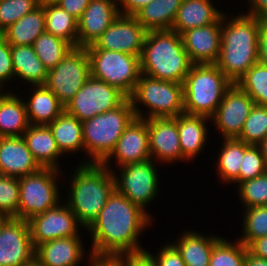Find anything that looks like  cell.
<instances>
[{
	"instance_id": "6da1fadb",
	"label": "cell",
	"mask_w": 267,
	"mask_h": 266,
	"mask_svg": "<svg viewBox=\"0 0 267 266\" xmlns=\"http://www.w3.org/2000/svg\"><path fill=\"white\" fill-rule=\"evenodd\" d=\"M152 219L116 188L97 219L87 229L91 235L90 253L95 258H117L145 252L139 236L150 227Z\"/></svg>"
},
{
	"instance_id": "7a4b0ae2",
	"label": "cell",
	"mask_w": 267,
	"mask_h": 266,
	"mask_svg": "<svg viewBox=\"0 0 267 266\" xmlns=\"http://www.w3.org/2000/svg\"><path fill=\"white\" fill-rule=\"evenodd\" d=\"M231 15L223 14L221 48L215 65L236 84L258 62V18L244 12Z\"/></svg>"
},
{
	"instance_id": "3957f363",
	"label": "cell",
	"mask_w": 267,
	"mask_h": 266,
	"mask_svg": "<svg viewBox=\"0 0 267 266\" xmlns=\"http://www.w3.org/2000/svg\"><path fill=\"white\" fill-rule=\"evenodd\" d=\"M69 178L68 197L64 202L87 230L97 219L115 189L113 172L102 164L78 163Z\"/></svg>"
},
{
	"instance_id": "277c9868",
	"label": "cell",
	"mask_w": 267,
	"mask_h": 266,
	"mask_svg": "<svg viewBox=\"0 0 267 266\" xmlns=\"http://www.w3.org/2000/svg\"><path fill=\"white\" fill-rule=\"evenodd\" d=\"M192 65L181 35L172 30L147 31L140 56L142 74L183 84Z\"/></svg>"
},
{
	"instance_id": "5b68a950",
	"label": "cell",
	"mask_w": 267,
	"mask_h": 266,
	"mask_svg": "<svg viewBox=\"0 0 267 266\" xmlns=\"http://www.w3.org/2000/svg\"><path fill=\"white\" fill-rule=\"evenodd\" d=\"M134 118L132 103L127 98L117 108L82 121L84 154L88 160L81 164H101Z\"/></svg>"
},
{
	"instance_id": "8992f818",
	"label": "cell",
	"mask_w": 267,
	"mask_h": 266,
	"mask_svg": "<svg viewBox=\"0 0 267 266\" xmlns=\"http://www.w3.org/2000/svg\"><path fill=\"white\" fill-rule=\"evenodd\" d=\"M232 84L215 64H193L183 83L184 113L211 118Z\"/></svg>"
},
{
	"instance_id": "52a82bcc",
	"label": "cell",
	"mask_w": 267,
	"mask_h": 266,
	"mask_svg": "<svg viewBox=\"0 0 267 266\" xmlns=\"http://www.w3.org/2000/svg\"><path fill=\"white\" fill-rule=\"evenodd\" d=\"M128 98L137 118H175L184 113L182 83L155 79L141 73L133 93ZM140 105H144L148 110L143 112L144 109H140Z\"/></svg>"
},
{
	"instance_id": "ba28073f",
	"label": "cell",
	"mask_w": 267,
	"mask_h": 266,
	"mask_svg": "<svg viewBox=\"0 0 267 266\" xmlns=\"http://www.w3.org/2000/svg\"><path fill=\"white\" fill-rule=\"evenodd\" d=\"M62 171L40 168L38 171L18 178V218L28 221L61 203L58 179ZM58 183V184H57Z\"/></svg>"
},
{
	"instance_id": "9c48e42d",
	"label": "cell",
	"mask_w": 267,
	"mask_h": 266,
	"mask_svg": "<svg viewBox=\"0 0 267 266\" xmlns=\"http://www.w3.org/2000/svg\"><path fill=\"white\" fill-rule=\"evenodd\" d=\"M91 76L115 86L129 97L141 75L140 56L104 49H86Z\"/></svg>"
},
{
	"instance_id": "30bf717a",
	"label": "cell",
	"mask_w": 267,
	"mask_h": 266,
	"mask_svg": "<svg viewBox=\"0 0 267 266\" xmlns=\"http://www.w3.org/2000/svg\"><path fill=\"white\" fill-rule=\"evenodd\" d=\"M90 77L86 48L73 47L56 67L48 70L44 86L51 90L65 107Z\"/></svg>"
},
{
	"instance_id": "8fae6325",
	"label": "cell",
	"mask_w": 267,
	"mask_h": 266,
	"mask_svg": "<svg viewBox=\"0 0 267 266\" xmlns=\"http://www.w3.org/2000/svg\"><path fill=\"white\" fill-rule=\"evenodd\" d=\"M156 162L149 159L144 162L130 163L124 165L119 173L113 171L115 179V188L122 193L132 203L145 211L152 219L146 209L159 194V173L156 168Z\"/></svg>"
},
{
	"instance_id": "7c38bea8",
	"label": "cell",
	"mask_w": 267,
	"mask_h": 266,
	"mask_svg": "<svg viewBox=\"0 0 267 266\" xmlns=\"http://www.w3.org/2000/svg\"><path fill=\"white\" fill-rule=\"evenodd\" d=\"M127 98L115 86L91 76L64 107V111L82 122L117 108Z\"/></svg>"
},
{
	"instance_id": "4fadbf2b",
	"label": "cell",
	"mask_w": 267,
	"mask_h": 266,
	"mask_svg": "<svg viewBox=\"0 0 267 266\" xmlns=\"http://www.w3.org/2000/svg\"><path fill=\"white\" fill-rule=\"evenodd\" d=\"M35 263V247L28 221L0 216V266H30Z\"/></svg>"
},
{
	"instance_id": "5bb4252c",
	"label": "cell",
	"mask_w": 267,
	"mask_h": 266,
	"mask_svg": "<svg viewBox=\"0 0 267 266\" xmlns=\"http://www.w3.org/2000/svg\"><path fill=\"white\" fill-rule=\"evenodd\" d=\"M28 224L34 247L59 238L82 236V226L65 202L32 217Z\"/></svg>"
},
{
	"instance_id": "9a60e30c",
	"label": "cell",
	"mask_w": 267,
	"mask_h": 266,
	"mask_svg": "<svg viewBox=\"0 0 267 266\" xmlns=\"http://www.w3.org/2000/svg\"><path fill=\"white\" fill-rule=\"evenodd\" d=\"M255 102L237 84L233 83L224 93L223 100L211 117V124L223 139L237 138Z\"/></svg>"
},
{
	"instance_id": "2e32d148",
	"label": "cell",
	"mask_w": 267,
	"mask_h": 266,
	"mask_svg": "<svg viewBox=\"0 0 267 266\" xmlns=\"http://www.w3.org/2000/svg\"><path fill=\"white\" fill-rule=\"evenodd\" d=\"M147 30L135 16L120 14L109 28L86 49H104L141 56Z\"/></svg>"
},
{
	"instance_id": "e0dca14e",
	"label": "cell",
	"mask_w": 267,
	"mask_h": 266,
	"mask_svg": "<svg viewBox=\"0 0 267 266\" xmlns=\"http://www.w3.org/2000/svg\"><path fill=\"white\" fill-rule=\"evenodd\" d=\"M113 159L117 162H115L116 169L130 163H139L151 159L146 119L135 117L123 131L114 150L101 163L112 172L114 168L113 163L110 165V161H113Z\"/></svg>"
},
{
	"instance_id": "ac0fdd59",
	"label": "cell",
	"mask_w": 267,
	"mask_h": 266,
	"mask_svg": "<svg viewBox=\"0 0 267 266\" xmlns=\"http://www.w3.org/2000/svg\"><path fill=\"white\" fill-rule=\"evenodd\" d=\"M151 159L158 163L186 161L181 152L177 121L174 118L146 119Z\"/></svg>"
},
{
	"instance_id": "d6986e66",
	"label": "cell",
	"mask_w": 267,
	"mask_h": 266,
	"mask_svg": "<svg viewBox=\"0 0 267 266\" xmlns=\"http://www.w3.org/2000/svg\"><path fill=\"white\" fill-rule=\"evenodd\" d=\"M119 15L117 0H91L77 21V47L93 45Z\"/></svg>"
},
{
	"instance_id": "ffe728a7",
	"label": "cell",
	"mask_w": 267,
	"mask_h": 266,
	"mask_svg": "<svg viewBox=\"0 0 267 266\" xmlns=\"http://www.w3.org/2000/svg\"><path fill=\"white\" fill-rule=\"evenodd\" d=\"M184 49L193 64H215L221 48V23L196 27L181 34Z\"/></svg>"
},
{
	"instance_id": "44dd1931",
	"label": "cell",
	"mask_w": 267,
	"mask_h": 266,
	"mask_svg": "<svg viewBox=\"0 0 267 266\" xmlns=\"http://www.w3.org/2000/svg\"><path fill=\"white\" fill-rule=\"evenodd\" d=\"M83 237L71 236L45 242L35 247L37 266H80L85 259Z\"/></svg>"
},
{
	"instance_id": "7402d4cb",
	"label": "cell",
	"mask_w": 267,
	"mask_h": 266,
	"mask_svg": "<svg viewBox=\"0 0 267 266\" xmlns=\"http://www.w3.org/2000/svg\"><path fill=\"white\" fill-rule=\"evenodd\" d=\"M40 168L22 136L0 137V174L21 178Z\"/></svg>"
},
{
	"instance_id": "603a6c76",
	"label": "cell",
	"mask_w": 267,
	"mask_h": 266,
	"mask_svg": "<svg viewBox=\"0 0 267 266\" xmlns=\"http://www.w3.org/2000/svg\"><path fill=\"white\" fill-rule=\"evenodd\" d=\"M174 119L177 121L182 156L190 163L206 147L209 132L207 123L211 118L183 113Z\"/></svg>"
},
{
	"instance_id": "cb8c5ba5",
	"label": "cell",
	"mask_w": 267,
	"mask_h": 266,
	"mask_svg": "<svg viewBox=\"0 0 267 266\" xmlns=\"http://www.w3.org/2000/svg\"><path fill=\"white\" fill-rule=\"evenodd\" d=\"M213 0H182L172 31L181 35L183 32L203 27L212 23H222L224 12L217 9Z\"/></svg>"
},
{
	"instance_id": "d4e9b609",
	"label": "cell",
	"mask_w": 267,
	"mask_h": 266,
	"mask_svg": "<svg viewBox=\"0 0 267 266\" xmlns=\"http://www.w3.org/2000/svg\"><path fill=\"white\" fill-rule=\"evenodd\" d=\"M35 161L41 168L61 171L58 159L63 156L48 125H30L22 135Z\"/></svg>"
},
{
	"instance_id": "484cf974",
	"label": "cell",
	"mask_w": 267,
	"mask_h": 266,
	"mask_svg": "<svg viewBox=\"0 0 267 266\" xmlns=\"http://www.w3.org/2000/svg\"><path fill=\"white\" fill-rule=\"evenodd\" d=\"M20 94L0 91V137H20L30 126Z\"/></svg>"
},
{
	"instance_id": "4316f807",
	"label": "cell",
	"mask_w": 267,
	"mask_h": 266,
	"mask_svg": "<svg viewBox=\"0 0 267 266\" xmlns=\"http://www.w3.org/2000/svg\"><path fill=\"white\" fill-rule=\"evenodd\" d=\"M221 237L211 236L187 230L180 234L176 242L171 243L177 248L186 266H209L210 256L215 243Z\"/></svg>"
},
{
	"instance_id": "83f0119b",
	"label": "cell",
	"mask_w": 267,
	"mask_h": 266,
	"mask_svg": "<svg viewBox=\"0 0 267 266\" xmlns=\"http://www.w3.org/2000/svg\"><path fill=\"white\" fill-rule=\"evenodd\" d=\"M30 98L24 100L30 125H48L63 111L64 106L45 86H32Z\"/></svg>"
},
{
	"instance_id": "f1b7e54d",
	"label": "cell",
	"mask_w": 267,
	"mask_h": 266,
	"mask_svg": "<svg viewBox=\"0 0 267 266\" xmlns=\"http://www.w3.org/2000/svg\"><path fill=\"white\" fill-rule=\"evenodd\" d=\"M15 79L30 86H44L48 69L37 57L33 45H11Z\"/></svg>"
},
{
	"instance_id": "f546056e",
	"label": "cell",
	"mask_w": 267,
	"mask_h": 266,
	"mask_svg": "<svg viewBox=\"0 0 267 266\" xmlns=\"http://www.w3.org/2000/svg\"><path fill=\"white\" fill-rule=\"evenodd\" d=\"M56 140L59 151L65 154L84 153L82 122L63 111L52 123L48 124Z\"/></svg>"
},
{
	"instance_id": "4dcf8cb0",
	"label": "cell",
	"mask_w": 267,
	"mask_h": 266,
	"mask_svg": "<svg viewBox=\"0 0 267 266\" xmlns=\"http://www.w3.org/2000/svg\"><path fill=\"white\" fill-rule=\"evenodd\" d=\"M45 32L44 6L39 5L32 12L20 18L0 35L10 45H33L34 41Z\"/></svg>"
},
{
	"instance_id": "1f68e13d",
	"label": "cell",
	"mask_w": 267,
	"mask_h": 266,
	"mask_svg": "<svg viewBox=\"0 0 267 266\" xmlns=\"http://www.w3.org/2000/svg\"><path fill=\"white\" fill-rule=\"evenodd\" d=\"M182 0H153L136 15L147 31L171 30Z\"/></svg>"
},
{
	"instance_id": "d6a6232c",
	"label": "cell",
	"mask_w": 267,
	"mask_h": 266,
	"mask_svg": "<svg viewBox=\"0 0 267 266\" xmlns=\"http://www.w3.org/2000/svg\"><path fill=\"white\" fill-rule=\"evenodd\" d=\"M220 152L216 159V172L220 177V182L233 184L239 177L240 165L246 151V143L236 138L223 139Z\"/></svg>"
},
{
	"instance_id": "836d02e7",
	"label": "cell",
	"mask_w": 267,
	"mask_h": 266,
	"mask_svg": "<svg viewBox=\"0 0 267 266\" xmlns=\"http://www.w3.org/2000/svg\"><path fill=\"white\" fill-rule=\"evenodd\" d=\"M45 32L53 34L77 47L78 20L58 4L45 5Z\"/></svg>"
},
{
	"instance_id": "e575fe53",
	"label": "cell",
	"mask_w": 267,
	"mask_h": 266,
	"mask_svg": "<svg viewBox=\"0 0 267 266\" xmlns=\"http://www.w3.org/2000/svg\"><path fill=\"white\" fill-rule=\"evenodd\" d=\"M37 57L50 70L67 55L73 46L62 38L44 32L33 44Z\"/></svg>"
},
{
	"instance_id": "d590c367",
	"label": "cell",
	"mask_w": 267,
	"mask_h": 266,
	"mask_svg": "<svg viewBox=\"0 0 267 266\" xmlns=\"http://www.w3.org/2000/svg\"><path fill=\"white\" fill-rule=\"evenodd\" d=\"M247 250L238 239L230 242L221 236L212 249L209 266H245Z\"/></svg>"
},
{
	"instance_id": "8d00e7d4",
	"label": "cell",
	"mask_w": 267,
	"mask_h": 266,
	"mask_svg": "<svg viewBox=\"0 0 267 266\" xmlns=\"http://www.w3.org/2000/svg\"><path fill=\"white\" fill-rule=\"evenodd\" d=\"M255 102L267 107V66L254 64L236 83Z\"/></svg>"
},
{
	"instance_id": "74e56055",
	"label": "cell",
	"mask_w": 267,
	"mask_h": 266,
	"mask_svg": "<svg viewBox=\"0 0 267 266\" xmlns=\"http://www.w3.org/2000/svg\"><path fill=\"white\" fill-rule=\"evenodd\" d=\"M243 209L242 235L238 240L248 247L254 240L267 236V206Z\"/></svg>"
},
{
	"instance_id": "f35d334b",
	"label": "cell",
	"mask_w": 267,
	"mask_h": 266,
	"mask_svg": "<svg viewBox=\"0 0 267 266\" xmlns=\"http://www.w3.org/2000/svg\"><path fill=\"white\" fill-rule=\"evenodd\" d=\"M267 137V107L254 104L240 135L236 138L248 145H258Z\"/></svg>"
},
{
	"instance_id": "ab89813d",
	"label": "cell",
	"mask_w": 267,
	"mask_h": 266,
	"mask_svg": "<svg viewBox=\"0 0 267 266\" xmlns=\"http://www.w3.org/2000/svg\"><path fill=\"white\" fill-rule=\"evenodd\" d=\"M237 194L244 207L267 206V172L237 185Z\"/></svg>"
},
{
	"instance_id": "60d3db41",
	"label": "cell",
	"mask_w": 267,
	"mask_h": 266,
	"mask_svg": "<svg viewBox=\"0 0 267 266\" xmlns=\"http://www.w3.org/2000/svg\"><path fill=\"white\" fill-rule=\"evenodd\" d=\"M38 6V0H0V34Z\"/></svg>"
},
{
	"instance_id": "b9f144b4",
	"label": "cell",
	"mask_w": 267,
	"mask_h": 266,
	"mask_svg": "<svg viewBox=\"0 0 267 266\" xmlns=\"http://www.w3.org/2000/svg\"><path fill=\"white\" fill-rule=\"evenodd\" d=\"M18 205V178L0 174V216L4 218H18Z\"/></svg>"
},
{
	"instance_id": "7bdbcfd3",
	"label": "cell",
	"mask_w": 267,
	"mask_h": 266,
	"mask_svg": "<svg viewBox=\"0 0 267 266\" xmlns=\"http://www.w3.org/2000/svg\"><path fill=\"white\" fill-rule=\"evenodd\" d=\"M266 172L267 169L259 146L246 144L239 177L233 183L237 186L240 182L251 180Z\"/></svg>"
},
{
	"instance_id": "ee69618b",
	"label": "cell",
	"mask_w": 267,
	"mask_h": 266,
	"mask_svg": "<svg viewBox=\"0 0 267 266\" xmlns=\"http://www.w3.org/2000/svg\"><path fill=\"white\" fill-rule=\"evenodd\" d=\"M14 80L11 45L0 35V91H5L6 83Z\"/></svg>"
},
{
	"instance_id": "f6af8a7d",
	"label": "cell",
	"mask_w": 267,
	"mask_h": 266,
	"mask_svg": "<svg viewBox=\"0 0 267 266\" xmlns=\"http://www.w3.org/2000/svg\"><path fill=\"white\" fill-rule=\"evenodd\" d=\"M166 243L162 247L160 246V251L158 250L156 255L148 250L145 252L152 258L156 266H186L179 251L171 241Z\"/></svg>"
},
{
	"instance_id": "bcb514c9",
	"label": "cell",
	"mask_w": 267,
	"mask_h": 266,
	"mask_svg": "<svg viewBox=\"0 0 267 266\" xmlns=\"http://www.w3.org/2000/svg\"><path fill=\"white\" fill-rule=\"evenodd\" d=\"M258 63L267 66V17L258 18Z\"/></svg>"
},
{
	"instance_id": "7dc6e473",
	"label": "cell",
	"mask_w": 267,
	"mask_h": 266,
	"mask_svg": "<svg viewBox=\"0 0 267 266\" xmlns=\"http://www.w3.org/2000/svg\"><path fill=\"white\" fill-rule=\"evenodd\" d=\"M122 266H156L152 258L146 253L123 255L116 258Z\"/></svg>"
},
{
	"instance_id": "c3c4849f",
	"label": "cell",
	"mask_w": 267,
	"mask_h": 266,
	"mask_svg": "<svg viewBox=\"0 0 267 266\" xmlns=\"http://www.w3.org/2000/svg\"><path fill=\"white\" fill-rule=\"evenodd\" d=\"M151 1L153 0H117L119 13L122 15L135 16Z\"/></svg>"
},
{
	"instance_id": "681fc988",
	"label": "cell",
	"mask_w": 267,
	"mask_h": 266,
	"mask_svg": "<svg viewBox=\"0 0 267 266\" xmlns=\"http://www.w3.org/2000/svg\"><path fill=\"white\" fill-rule=\"evenodd\" d=\"M90 1L91 0H60L58 5L78 20Z\"/></svg>"
},
{
	"instance_id": "f907efd6",
	"label": "cell",
	"mask_w": 267,
	"mask_h": 266,
	"mask_svg": "<svg viewBox=\"0 0 267 266\" xmlns=\"http://www.w3.org/2000/svg\"><path fill=\"white\" fill-rule=\"evenodd\" d=\"M248 9L244 14L260 18L267 17V0H247Z\"/></svg>"
},
{
	"instance_id": "816d5d0a",
	"label": "cell",
	"mask_w": 267,
	"mask_h": 266,
	"mask_svg": "<svg viewBox=\"0 0 267 266\" xmlns=\"http://www.w3.org/2000/svg\"><path fill=\"white\" fill-rule=\"evenodd\" d=\"M248 250L257 257L267 259V236L254 240Z\"/></svg>"
},
{
	"instance_id": "f5cc1de1",
	"label": "cell",
	"mask_w": 267,
	"mask_h": 266,
	"mask_svg": "<svg viewBox=\"0 0 267 266\" xmlns=\"http://www.w3.org/2000/svg\"><path fill=\"white\" fill-rule=\"evenodd\" d=\"M87 257L86 259H89L88 266H122L116 258H95L90 252Z\"/></svg>"
},
{
	"instance_id": "db71d44e",
	"label": "cell",
	"mask_w": 267,
	"mask_h": 266,
	"mask_svg": "<svg viewBox=\"0 0 267 266\" xmlns=\"http://www.w3.org/2000/svg\"><path fill=\"white\" fill-rule=\"evenodd\" d=\"M245 266H267V259L257 257L247 250Z\"/></svg>"
},
{
	"instance_id": "11a10c76",
	"label": "cell",
	"mask_w": 267,
	"mask_h": 266,
	"mask_svg": "<svg viewBox=\"0 0 267 266\" xmlns=\"http://www.w3.org/2000/svg\"><path fill=\"white\" fill-rule=\"evenodd\" d=\"M267 169V137L258 144Z\"/></svg>"
},
{
	"instance_id": "9f6ffc18",
	"label": "cell",
	"mask_w": 267,
	"mask_h": 266,
	"mask_svg": "<svg viewBox=\"0 0 267 266\" xmlns=\"http://www.w3.org/2000/svg\"><path fill=\"white\" fill-rule=\"evenodd\" d=\"M39 5H56L60 2V0H38Z\"/></svg>"
}]
</instances>
